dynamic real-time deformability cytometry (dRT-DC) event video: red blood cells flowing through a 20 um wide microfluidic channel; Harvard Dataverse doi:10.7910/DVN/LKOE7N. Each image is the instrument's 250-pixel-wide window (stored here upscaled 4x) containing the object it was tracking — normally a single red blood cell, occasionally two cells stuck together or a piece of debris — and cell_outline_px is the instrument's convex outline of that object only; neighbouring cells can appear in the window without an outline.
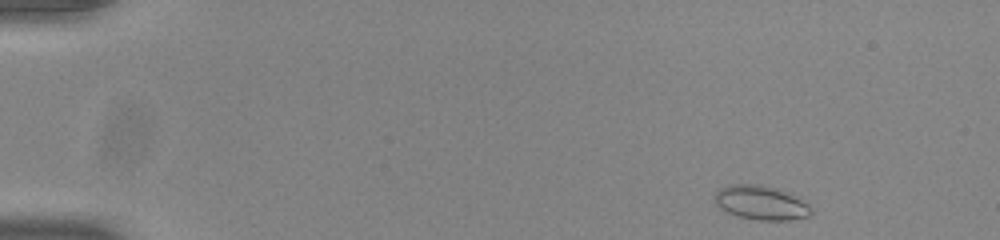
{"species": "common noctule bat (a hibernating species)", "species_latin": "Nyctalus noctula", "temperature_condition": "room temperature", "stored_images_in_passage": 48, "camera_frame_rate_fps": 3000, "um_per_image_px": 0.085, "animal": {"sex": "male", "body_mass_g": 20.0, "forearm_length_mm": 53.3}, "frame": {"image": 1, "passage_image": 1, "time_ms": 0.0, "image_size_px": [1000, 240], "cell_outline_px": [[812, 212], [808, 216], [788, 220], [760, 220], [740, 216], [728, 212], [716, 204], [712, 196], [720, 188], [728, 184], [760, 184], [792, 192], [808, 204]], "centroid_in_image_um": [64.69, 17.2], "position_along_channel_um": 20.3, "area_um2": 19.31}}
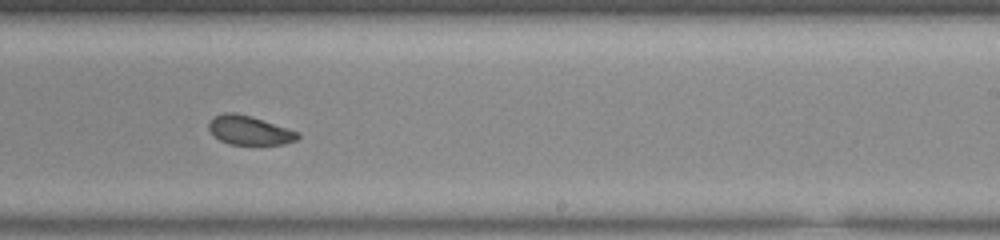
{"frame": {"image": 2, "passage_image": 29, "time_ms": 9.333, "image_size_px": [1000, 240], "cell_outline_px": [[300, 136], [296, 140], [284, 144], [228, 144], [220, 140], [208, 128], [208, 124], [212, 116], [224, 112], [236, 112], [252, 116], [300, 132]], "centroid_in_image_um": [21.2, 11.05], "position_along_channel_um": 267.8, "area_um2": 15.14}}
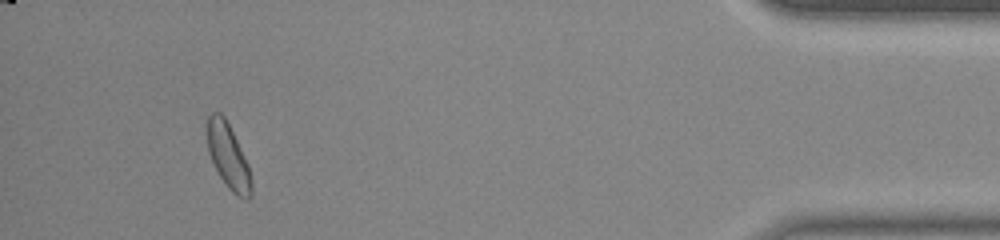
{"frame": {"image": 3, "passage_image": 45, "time_ms": 14.667, "image_size_px": [1000, 240], "cell_outline_px": [[252, 196], [248, 200], [236, 196], [228, 188], [220, 176], [208, 152], [208, 116], [212, 112], [220, 112], [224, 116], [248, 164], [252, 184]], "centroid_in_image_um": [19.42, 13.33], "position_along_channel_um": 415.8, "area_um2": 16.36}, "authors_computed_cell_mechanics": {"area_um2": 16.4441, "velocity_mm_per_s": 3.8713, "shape_relaxation_time_tau1_ms": 2.2234, "shape_relaxation_time_tau2_ms": 3.7075, "deformation_change_tau1": 0.0583, "deformation_change_tau2": 0.0758}}